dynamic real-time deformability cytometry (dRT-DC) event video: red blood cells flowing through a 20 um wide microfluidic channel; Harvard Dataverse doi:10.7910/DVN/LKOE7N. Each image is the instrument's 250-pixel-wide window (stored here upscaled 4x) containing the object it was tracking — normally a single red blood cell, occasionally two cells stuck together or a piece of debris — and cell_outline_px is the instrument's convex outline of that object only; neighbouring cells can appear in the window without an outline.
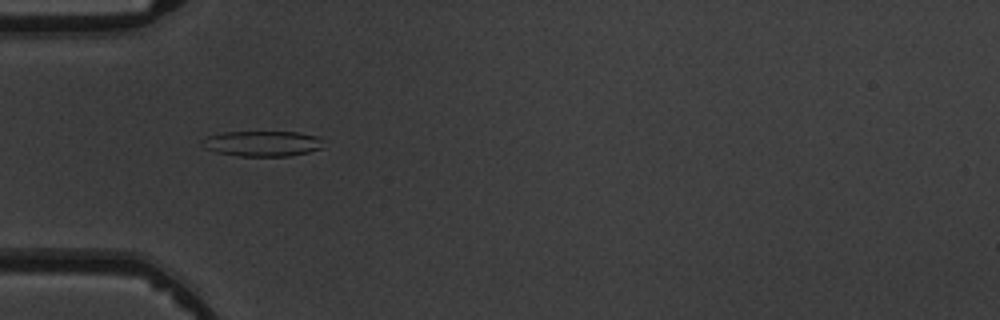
{"species": "common noctule bat (a hibernating species)", "species_latin": "Nyctalus noctula", "temperature_condition": "warm", "stored_images_in_passage": 6, "camera_frame_rate_fps": 3000, "um_per_image_px": 0.085, "animal": {"sex": "male", "body_mass_g": 19.5, "forearm_length_mm": 54.6}, "frame": {"image": 1, "passage_image": 5, "time_ms": 4.667, "image_size_px": [1000, 320], "cell_outline_px": [[320, 148], [308, 152], [288, 156], [236, 156], [216, 152], [204, 148], [200, 144], [200, 140], [208, 136], [224, 132], [300, 132], [320, 136]], "centroid_in_image_um": [22.23, 12.2], "position_along_channel_um": 62.8, "area_um2": 18.03}}